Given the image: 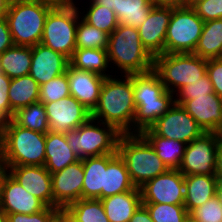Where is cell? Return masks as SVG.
Masks as SVG:
<instances>
[{"mask_svg": "<svg viewBox=\"0 0 222 222\" xmlns=\"http://www.w3.org/2000/svg\"><path fill=\"white\" fill-rule=\"evenodd\" d=\"M204 0H185V6L193 7L197 2Z\"/></svg>", "mask_w": 222, "mask_h": 222, "instance_id": "6f0895ef", "label": "cell"}, {"mask_svg": "<svg viewBox=\"0 0 222 222\" xmlns=\"http://www.w3.org/2000/svg\"><path fill=\"white\" fill-rule=\"evenodd\" d=\"M70 94L89 111H93L98 104L100 91L106 77L94 72L67 67Z\"/></svg>", "mask_w": 222, "mask_h": 222, "instance_id": "d6986e66", "label": "cell"}, {"mask_svg": "<svg viewBox=\"0 0 222 222\" xmlns=\"http://www.w3.org/2000/svg\"><path fill=\"white\" fill-rule=\"evenodd\" d=\"M115 12L119 24L139 28L154 6L151 0H92Z\"/></svg>", "mask_w": 222, "mask_h": 222, "instance_id": "7402d4cb", "label": "cell"}, {"mask_svg": "<svg viewBox=\"0 0 222 222\" xmlns=\"http://www.w3.org/2000/svg\"><path fill=\"white\" fill-rule=\"evenodd\" d=\"M181 105L205 132H216L222 124V98L215 93L185 100Z\"/></svg>", "mask_w": 222, "mask_h": 222, "instance_id": "44dd1931", "label": "cell"}, {"mask_svg": "<svg viewBox=\"0 0 222 222\" xmlns=\"http://www.w3.org/2000/svg\"><path fill=\"white\" fill-rule=\"evenodd\" d=\"M52 7L37 0H11L6 15L14 45L33 47L41 42Z\"/></svg>", "mask_w": 222, "mask_h": 222, "instance_id": "8992f818", "label": "cell"}, {"mask_svg": "<svg viewBox=\"0 0 222 222\" xmlns=\"http://www.w3.org/2000/svg\"><path fill=\"white\" fill-rule=\"evenodd\" d=\"M8 174V170L5 166L0 167V202L2 198V188L5 176Z\"/></svg>", "mask_w": 222, "mask_h": 222, "instance_id": "f5cc1de1", "label": "cell"}, {"mask_svg": "<svg viewBox=\"0 0 222 222\" xmlns=\"http://www.w3.org/2000/svg\"><path fill=\"white\" fill-rule=\"evenodd\" d=\"M132 84L136 106L133 133H141L150 128L174 105L175 97L165 89L153 69L145 73L132 74Z\"/></svg>", "mask_w": 222, "mask_h": 222, "instance_id": "7a4b0ae2", "label": "cell"}, {"mask_svg": "<svg viewBox=\"0 0 222 222\" xmlns=\"http://www.w3.org/2000/svg\"><path fill=\"white\" fill-rule=\"evenodd\" d=\"M133 95L132 74L106 77L91 117L113 125L121 134L133 133L136 113Z\"/></svg>", "mask_w": 222, "mask_h": 222, "instance_id": "6da1fadb", "label": "cell"}, {"mask_svg": "<svg viewBox=\"0 0 222 222\" xmlns=\"http://www.w3.org/2000/svg\"><path fill=\"white\" fill-rule=\"evenodd\" d=\"M142 203L184 205V175L178 169H168L140 187Z\"/></svg>", "mask_w": 222, "mask_h": 222, "instance_id": "4fadbf2b", "label": "cell"}, {"mask_svg": "<svg viewBox=\"0 0 222 222\" xmlns=\"http://www.w3.org/2000/svg\"><path fill=\"white\" fill-rule=\"evenodd\" d=\"M78 1L79 0H77V1L76 0H64V8L65 7H76V8H78V6H80ZM88 1H91V0H88Z\"/></svg>", "mask_w": 222, "mask_h": 222, "instance_id": "11a10c76", "label": "cell"}, {"mask_svg": "<svg viewBox=\"0 0 222 222\" xmlns=\"http://www.w3.org/2000/svg\"><path fill=\"white\" fill-rule=\"evenodd\" d=\"M43 105L48 117L49 131L67 133L91 118V111L71 95Z\"/></svg>", "mask_w": 222, "mask_h": 222, "instance_id": "5bb4252c", "label": "cell"}, {"mask_svg": "<svg viewBox=\"0 0 222 222\" xmlns=\"http://www.w3.org/2000/svg\"><path fill=\"white\" fill-rule=\"evenodd\" d=\"M13 120L21 127L47 133L49 131L48 117L43 103L37 102L19 109Z\"/></svg>", "mask_w": 222, "mask_h": 222, "instance_id": "e575fe53", "label": "cell"}, {"mask_svg": "<svg viewBox=\"0 0 222 222\" xmlns=\"http://www.w3.org/2000/svg\"><path fill=\"white\" fill-rule=\"evenodd\" d=\"M109 222H130L142 204L140 188L101 199Z\"/></svg>", "mask_w": 222, "mask_h": 222, "instance_id": "d4e9b609", "label": "cell"}, {"mask_svg": "<svg viewBox=\"0 0 222 222\" xmlns=\"http://www.w3.org/2000/svg\"><path fill=\"white\" fill-rule=\"evenodd\" d=\"M69 62L76 69L94 72L104 77L113 76L112 71H109L106 49H75Z\"/></svg>", "mask_w": 222, "mask_h": 222, "instance_id": "1f68e13d", "label": "cell"}, {"mask_svg": "<svg viewBox=\"0 0 222 222\" xmlns=\"http://www.w3.org/2000/svg\"><path fill=\"white\" fill-rule=\"evenodd\" d=\"M217 177L215 175H185L184 206L188 213L202 206L216 194Z\"/></svg>", "mask_w": 222, "mask_h": 222, "instance_id": "484cf974", "label": "cell"}, {"mask_svg": "<svg viewBox=\"0 0 222 222\" xmlns=\"http://www.w3.org/2000/svg\"><path fill=\"white\" fill-rule=\"evenodd\" d=\"M89 6V7H88ZM82 7V9H81ZM78 7L81 17L90 25L107 34H111L119 25V21L113 10L96 5L92 0L89 1L86 8ZM86 11H85V9ZM84 9V10H83ZM83 10V12H82ZM86 13V14H85Z\"/></svg>", "mask_w": 222, "mask_h": 222, "instance_id": "836d02e7", "label": "cell"}, {"mask_svg": "<svg viewBox=\"0 0 222 222\" xmlns=\"http://www.w3.org/2000/svg\"><path fill=\"white\" fill-rule=\"evenodd\" d=\"M68 222H75V221H73V220L70 218V216L68 215Z\"/></svg>", "mask_w": 222, "mask_h": 222, "instance_id": "6125c7cd", "label": "cell"}, {"mask_svg": "<svg viewBox=\"0 0 222 222\" xmlns=\"http://www.w3.org/2000/svg\"><path fill=\"white\" fill-rule=\"evenodd\" d=\"M11 79L4 73L0 75V131L11 119V106L9 101V86Z\"/></svg>", "mask_w": 222, "mask_h": 222, "instance_id": "b9f144b4", "label": "cell"}, {"mask_svg": "<svg viewBox=\"0 0 222 222\" xmlns=\"http://www.w3.org/2000/svg\"><path fill=\"white\" fill-rule=\"evenodd\" d=\"M150 213L153 222H184L189 216L184 205L142 203Z\"/></svg>", "mask_w": 222, "mask_h": 222, "instance_id": "8d00e7d4", "label": "cell"}, {"mask_svg": "<svg viewBox=\"0 0 222 222\" xmlns=\"http://www.w3.org/2000/svg\"><path fill=\"white\" fill-rule=\"evenodd\" d=\"M26 191L41 200L47 207H53L51 173L44 166H5Z\"/></svg>", "mask_w": 222, "mask_h": 222, "instance_id": "e0dca14e", "label": "cell"}, {"mask_svg": "<svg viewBox=\"0 0 222 222\" xmlns=\"http://www.w3.org/2000/svg\"><path fill=\"white\" fill-rule=\"evenodd\" d=\"M172 6H153L146 21L138 28L143 47L154 58L165 53V38Z\"/></svg>", "mask_w": 222, "mask_h": 222, "instance_id": "2e32d148", "label": "cell"}, {"mask_svg": "<svg viewBox=\"0 0 222 222\" xmlns=\"http://www.w3.org/2000/svg\"><path fill=\"white\" fill-rule=\"evenodd\" d=\"M53 207L64 210L68 205L82 199L84 178L82 159L68 165L62 171L51 174Z\"/></svg>", "mask_w": 222, "mask_h": 222, "instance_id": "9a60e30c", "label": "cell"}, {"mask_svg": "<svg viewBox=\"0 0 222 222\" xmlns=\"http://www.w3.org/2000/svg\"><path fill=\"white\" fill-rule=\"evenodd\" d=\"M79 8H52L46 16L41 44L71 58L76 49Z\"/></svg>", "mask_w": 222, "mask_h": 222, "instance_id": "9c48e42d", "label": "cell"}, {"mask_svg": "<svg viewBox=\"0 0 222 222\" xmlns=\"http://www.w3.org/2000/svg\"><path fill=\"white\" fill-rule=\"evenodd\" d=\"M51 222H68V214L65 210H60L51 220Z\"/></svg>", "mask_w": 222, "mask_h": 222, "instance_id": "816d5d0a", "label": "cell"}, {"mask_svg": "<svg viewBox=\"0 0 222 222\" xmlns=\"http://www.w3.org/2000/svg\"><path fill=\"white\" fill-rule=\"evenodd\" d=\"M154 6H185V0H151Z\"/></svg>", "mask_w": 222, "mask_h": 222, "instance_id": "7dc6e473", "label": "cell"}, {"mask_svg": "<svg viewBox=\"0 0 222 222\" xmlns=\"http://www.w3.org/2000/svg\"><path fill=\"white\" fill-rule=\"evenodd\" d=\"M32 62L29 75L40 85L67 71L69 58L38 43L31 47Z\"/></svg>", "mask_w": 222, "mask_h": 222, "instance_id": "ac0fdd59", "label": "cell"}, {"mask_svg": "<svg viewBox=\"0 0 222 222\" xmlns=\"http://www.w3.org/2000/svg\"><path fill=\"white\" fill-rule=\"evenodd\" d=\"M107 55L115 75L145 73L153 69L154 58L143 47L138 28L119 24L109 35Z\"/></svg>", "mask_w": 222, "mask_h": 222, "instance_id": "3957f363", "label": "cell"}, {"mask_svg": "<svg viewBox=\"0 0 222 222\" xmlns=\"http://www.w3.org/2000/svg\"><path fill=\"white\" fill-rule=\"evenodd\" d=\"M130 222H153L147 208L141 204L134 212Z\"/></svg>", "mask_w": 222, "mask_h": 222, "instance_id": "bcb514c9", "label": "cell"}, {"mask_svg": "<svg viewBox=\"0 0 222 222\" xmlns=\"http://www.w3.org/2000/svg\"><path fill=\"white\" fill-rule=\"evenodd\" d=\"M124 160L117 154L104 170L102 199L135 189Z\"/></svg>", "mask_w": 222, "mask_h": 222, "instance_id": "83f0119b", "label": "cell"}, {"mask_svg": "<svg viewBox=\"0 0 222 222\" xmlns=\"http://www.w3.org/2000/svg\"><path fill=\"white\" fill-rule=\"evenodd\" d=\"M81 19V20H80ZM109 34L88 24L81 16L76 30V49H106Z\"/></svg>", "mask_w": 222, "mask_h": 222, "instance_id": "d590c367", "label": "cell"}, {"mask_svg": "<svg viewBox=\"0 0 222 222\" xmlns=\"http://www.w3.org/2000/svg\"><path fill=\"white\" fill-rule=\"evenodd\" d=\"M64 210L75 222H109L101 199H80Z\"/></svg>", "mask_w": 222, "mask_h": 222, "instance_id": "d6a6232c", "label": "cell"}, {"mask_svg": "<svg viewBox=\"0 0 222 222\" xmlns=\"http://www.w3.org/2000/svg\"><path fill=\"white\" fill-rule=\"evenodd\" d=\"M80 158L68 145L65 133L48 131L45 139V165L51 173L62 171L68 165L74 164Z\"/></svg>", "mask_w": 222, "mask_h": 222, "instance_id": "603a6c76", "label": "cell"}, {"mask_svg": "<svg viewBox=\"0 0 222 222\" xmlns=\"http://www.w3.org/2000/svg\"><path fill=\"white\" fill-rule=\"evenodd\" d=\"M0 207L6 214H33L47 206L7 174L3 183Z\"/></svg>", "mask_w": 222, "mask_h": 222, "instance_id": "ffe728a7", "label": "cell"}, {"mask_svg": "<svg viewBox=\"0 0 222 222\" xmlns=\"http://www.w3.org/2000/svg\"><path fill=\"white\" fill-rule=\"evenodd\" d=\"M46 133L18 125L10 119L2 130L4 166H44Z\"/></svg>", "mask_w": 222, "mask_h": 222, "instance_id": "5b68a950", "label": "cell"}, {"mask_svg": "<svg viewBox=\"0 0 222 222\" xmlns=\"http://www.w3.org/2000/svg\"><path fill=\"white\" fill-rule=\"evenodd\" d=\"M192 8L204 22L222 18V0L200 1Z\"/></svg>", "mask_w": 222, "mask_h": 222, "instance_id": "7bdbcfd3", "label": "cell"}, {"mask_svg": "<svg viewBox=\"0 0 222 222\" xmlns=\"http://www.w3.org/2000/svg\"><path fill=\"white\" fill-rule=\"evenodd\" d=\"M215 176L217 179H222V142L218 146Z\"/></svg>", "mask_w": 222, "mask_h": 222, "instance_id": "c3c4849f", "label": "cell"}, {"mask_svg": "<svg viewBox=\"0 0 222 222\" xmlns=\"http://www.w3.org/2000/svg\"><path fill=\"white\" fill-rule=\"evenodd\" d=\"M13 41L6 18H0V54L12 47Z\"/></svg>", "mask_w": 222, "mask_h": 222, "instance_id": "f6af8a7d", "label": "cell"}, {"mask_svg": "<svg viewBox=\"0 0 222 222\" xmlns=\"http://www.w3.org/2000/svg\"><path fill=\"white\" fill-rule=\"evenodd\" d=\"M194 54L206 60L222 58V18L204 22Z\"/></svg>", "mask_w": 222, "mask_h": 222, "instance_id": "f546056e", "label": "cell"}, {"mask_svg": "<svg viewBox=\"0 0 222 222\" xmlns=\"http://www.w3.org/2000/svg\"><path fill=\"white\" fill-rule=\"evenodd\" d=\"M117 154L110 153L82 159L84 170L82 199H102L104 170Z\"/></svg>", "mask_w": 222, "mask_h": 222, "instance_id": "cb8c5ba5", "label": "cell"}, {"mask_svg": "<svg viewBox=\"0 0 222 222\" xmlns=\"http://www.w3.org/2000/svg\"><path fill=\"white\" fill-rule=\"evenodd\" d=\"M39 90V84L29 74L11 79L8 91L11 119L19 109L39 102Z\"/></svg>", "mask_w": 222, "mask_h": 222, "instance_id": "f1b7e54d", "label": "cell"}, {"mask_svg": "<svg viewBox=\"0 0 222 222\" xmlns=\"http://www.w3.org/2000/svg\"><path fill=\"white\" fill-rule=\"evenodd\" d=\"M189 216L197 222H222V206L216 196L194 208Z\"/></svg>", "mask_w": 222, "mask_h": 222, "instance_id": "ab89813d", "label": "cell"}, {"mask_svg": "<svg viewBox=\"0 0 222 222\" xmlns=\"http://www.w3.org/2000/svg\"><path fill=\"white\" fill-rule=\"evenodd\" d=\"M42 4H46L52 8H64V0H37Z\"/></svg>", "mask_w": 222, "mask_h": 222, "instance_id": "681fc988", "label": "cell"}, {"mask_svg": "<svg viewBox=\"0 0 222 222\" xmlns=\"http://www.w3.org/2000/svg\"><path fill=\"white\" fill-rule=\"evenodd\" d=\"M120 135L113 125L92 117L77 129L65 133L68 145L80 159L117 153Z\"/></svg>", "mask_w": 222, "mask_h": 222, "instance_id": "ba28073f", "label": "cell"}, {"mask_svg": "<svg viewBox=\"0 0 222 222\" xmlns=\"http://www.w3.org/2000/svg\"><path fill=\"white\" fill-rule=\"evenodd\" d=\"M31 62V47L13 45L0 54L2 73L10 79L28 75Z\"/></svg>", "mask_w": 222, "mask_h": 222, "instance_id": "4dcf8cb0", "label": "cell"}, {"mask_svg": "<svg viewBox=\"0 0 222 222\" xmlns=\"http://www.w3.org/2000/svg\"><path fill=\"white\" fill-rule=\"evenodd\" d=\"M60 208L46 207L44 210L33 214L13 213L6 214V222H51Z\"/></svg>", "mask_w": 222, "mask_h": 222, "instance_id": "60d3db41", "label": "cell"}, {"mask_svg": "<svg viewBox=\"0 0 222 222\" xmlns=\"http://www.w3.org/2000/svg\"><path fill=\"white\" fill-rule=\"evenodd\" d=\"M220 141L216 132H205L186 144L179 171L185 175H215Z\"/></svg>", "mask_w": 222, "mask_h": 222, "instance_id": "8fae6325", "label": "cell"}, {"mask_svg": "<svg viewBox=\"0 0 222 222\" xmlns=\"http://www.w3.org/2000/svg\"><path fill=\"white\" fill-rule=\"evenodd\" d=\"M70 94L67 73L54 77L49 82L40 85L39 102L48 103L68 97Z\"/></svg>", "mask_w": 222, "mask_h": 222, "instance_id": "74e56055", "label": "cell"}, {"mask_svg": "<svg viewBox=\"0 0 222 222\" xmlns=\"http://www.w3.org/2000/svg\"><path fill=\"white\" fill-rule=\"evenodd\" d=\"M207 74L215 94L222 98V58L207 60Z\"/></svg>", "mask_w": 222, "mask_h": 222, "instance_id": "ee69618b", "label": "cell"}, {"mask_svg": "<svg viewBox=\"0 0 222 222\" xmlns=\"http://www.w3.org/2000/svg\"><path fill=\"white\" fill-rule=\"evenodd\" d=\"M184 222H197V221L193 220L190 216H188Z\"/></svg>", "mask_w": 222, "mask_h": 222, "instance_id": "94428289", "label": "cell"}, {"mask_svg": "<svg viewBox=\"0 0 222 222\" xmlns=\"http://www.w3.org/2000/svg\"><path fill=\"white\" fill-rule=\"evenodd\" d=\"M140 134L151 144L168 169H179L186 147L184 142L158 136L151 128Z\"/></svg>", "mask_w": 222, "mask_h": 222, "instance_id": "4316f807", "label": "cell"}, {"mask_svg": "<svg viewBox=\"0 0 222 222\" xmlns=\"http://www.w3.org/2000/svg\"><path fill=\"white\" fill-rule=\"evenodd\" d=\"M11 0H0V18H5L9 9Z\"/></svg>", "mask_w": 222, "mask_h": 222, "instance_id": "f907efd6", "label": "cell"}, {"mask_svg": "<svg viewBox=\"0 0 222 222\" xmlns=\"http://www.w3.org/2000/svg\"><path fill=\"white\" fill-rule=\"evenodd\" d=\"M204 21L189 6H172L165 38V53H194Z\"/></svg>", "mask_w": 222, "mask_h": 222, "instance_id": "30bf717a", "label": "cell"}, {"mask_svg": "<svg viewBox=\"0 0 222 222\" xmlns=\"http://www.w3.org/2000/svg\"><path fill=\"white\" fill-rule=\"evenodd\" d=\"M215 93L213 85L206 73L202 78L195 80L191 84L181 87L174 95L175 103L181 105L185 100H192L196 97Z\"/></svg>", "mask_w": 222, "mask_h": 222, "instance_id": "f35d334b", "label": "cell"}, {"mask_svg": "<svg viewBox=\"0 0 222 222\" xmlns=\"http://www.w3.org/2000/svg\"><path fill=\"white\" fill-rule=\"evenodd\" d=\"M158 136L189 144L205 131L186 112L182 105H174L150 127Z\"/></svg>", "mask_w": 222, "mask_h": 222, "instance_id": "7c38bea8", "label": "cell"}, {"mask_svg": "<svg viewBox=\"0 0 222 222\" xmlns=\"http://www.w3.org/2000/svg\"><path fill=\"white\" fill-rule=\"evenodd\" d=\"M153 70L165 89L175 94L207 73V60L194 53H164L154 57Z\"/></svg>", "mask_w": 222, "mask_h": 222, "instance_id": "52a82bcc", "label": "cell"}, {"mask_svg": "<svg viewBox=\"0 0 222 222\" xmlns=\"http://www.w3.org/2000/svg\"><path fill=\"white\" fill-rule=\"evenodd\" d=\"M216 134H217L218 140L222 142V124L220 125L219 129L216 131Z\"/></svg>", "mask_w": 222, "mask_h": 222, "instance_id": "680465c9", "label": "cell"}, {"mask_svg": "<svg viewBox=\"0 0 222 222\" xmlns=\"http://www.w3.org/2000/svg\"><path fill=\"white\" fill-rule=\"evenodd\" d=\"M117 153L124 160L135 187H142L147 181L168 170L151 144L140 133L121 134Z\"/></svg>", "mask_w": 222, "mask_h": 222, "instance_id": "277c9868", "label": "cell"}, {"mask_svg": "<svg viewBox=\"0 0 222 222\" xmlns=\"http://www.w3.org/2000/svg\"><path fill=\"white\" fill-rule=\"evenodd\" d=\"M2 166H4V162H3L2 131H0V167Z\"/></svg>", "mask_w": 222, "mask_h": 222, "instance_id": "9f6ffc18", "label": "cell"}, {"mask_svg": "<svg viewBox=\"0 0 222 222\" xmlns=\"http://www.w3.org/2000/svg\"><path fill=\"white\" fill-rule=\"evenodd\" d=\"M215 196L217 197L220 205L222 206V179L217 180Z\"/></svg>", "mask_w": 222, "mask_h": 222, "instance_id": "db71d44e", "label": "cell"}, {"mask_svg": "<svg viewBox=\"0 0 222 222\" xmlns=\"http://www.w3.org/2000/svg\"><path fill=\"white\" fill-rule=\"evenodd\" d=\"M0 222H6V213L0 207Z\"/></svg>", "mask_w": 222, "mask_h": 222, "instance_id": "91938a15", "label": "cell"}]
</instances>
